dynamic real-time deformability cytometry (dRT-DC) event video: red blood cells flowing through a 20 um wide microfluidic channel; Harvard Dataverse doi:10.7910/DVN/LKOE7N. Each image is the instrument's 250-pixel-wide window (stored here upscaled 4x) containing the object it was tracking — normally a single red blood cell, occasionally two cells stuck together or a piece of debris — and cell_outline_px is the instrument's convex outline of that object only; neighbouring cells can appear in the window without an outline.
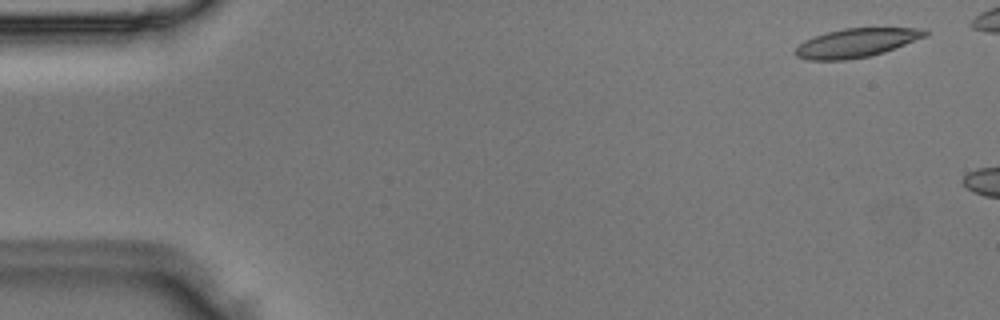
{"species": "Egyptian fruit bat (a non-hibernating species)", "species_latin": "Rousettus aegyptiacus", "temperature_condition": "room temperature", "stored_images_in_passage": 3, "camera_frame_rate_fps": 3000, "um_per_image_px": 0.085, "animal": {"sex": "male"}, "frame": {"image": 1, "passage_image": 1, "time_ms": 0.0, "image_size_px": [1000, 320], "cell_outline_px": [[928, 36], [884, 52], [868, 56], [844, 60], [808, 60], [796, 56], [792, 52], [804, 40], [828, 32], [844, 28], [924, 28], [928, 32]], "centroid_in_image_um": [72.79, 3.64], "position_along_channel_um": 12.2, "area_um2": 21.73}}